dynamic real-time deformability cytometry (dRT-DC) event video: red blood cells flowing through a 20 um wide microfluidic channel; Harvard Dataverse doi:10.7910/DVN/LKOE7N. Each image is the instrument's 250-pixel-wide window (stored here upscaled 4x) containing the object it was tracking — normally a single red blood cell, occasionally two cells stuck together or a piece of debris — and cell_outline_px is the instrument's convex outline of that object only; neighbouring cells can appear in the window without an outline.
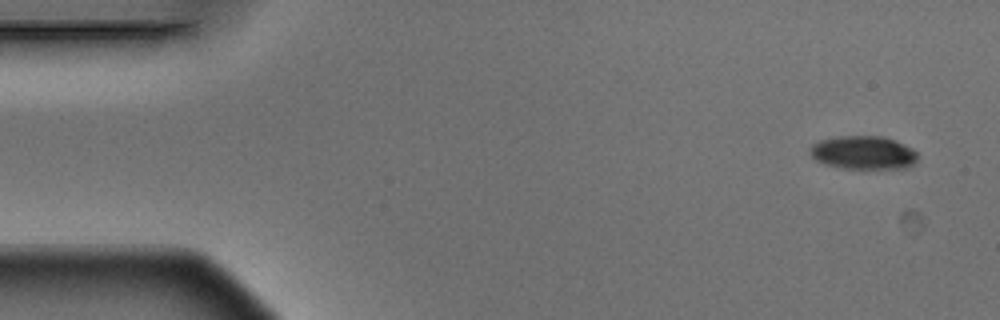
{"species": "Egyptian fruit bat (a non-hibernating species)", "species_latin": "Rousettus aegyptiacus", "temperature_condition": "warm", "stored_images_in_passage": 5, "camera_frame_rate_fps": 3000, "um_per_image_px": 0.085, "animal": {"sex": "male"}, "frame": {"image": 1, "passage_image": 1, "time_ms": 0.0, "image_size_px": [1000, 320], "cell_outline_px": [[916, 160], [912, 164], [904, 168], [840, 168], [824, 164], [816, 160], [812, 156], [808, 148], [812, 144], [820, 140], [840, 136], [884, 136], [896, 140], [912, 148], [916, 152]], "centroid_in_image_um": [73.35, 12.96], "position_along_channel_um": 11.6, "area_um2": 20.92}}
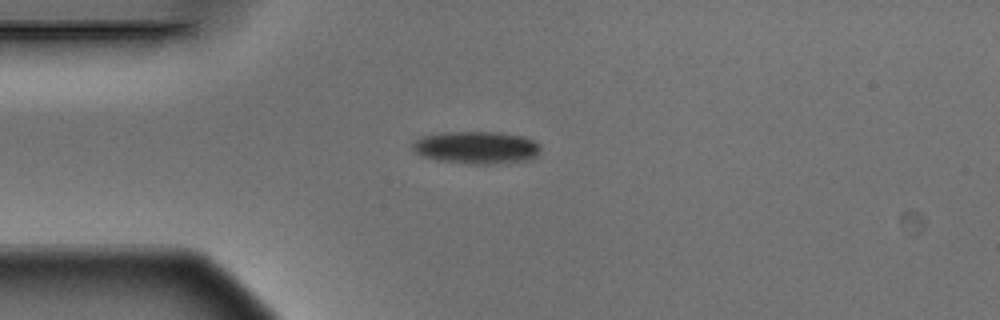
{"frame": {"image": 2, "passage_image": 4, "time_ms": 1.0, "image_size_px": [1000, 320], "cell_outline_px": [[540, 152], [532, 160], [492, 164], [468, 164], [436, 160], [420, 156], [412, 148], [412, 144], [420, 136], [444, 132], [500, 132], [524, 136], [540, 144]], "centroid_in_image_um": [40.51, 12.55], "position_along_channel_um": 44.5, "area_um2": 24.62}}
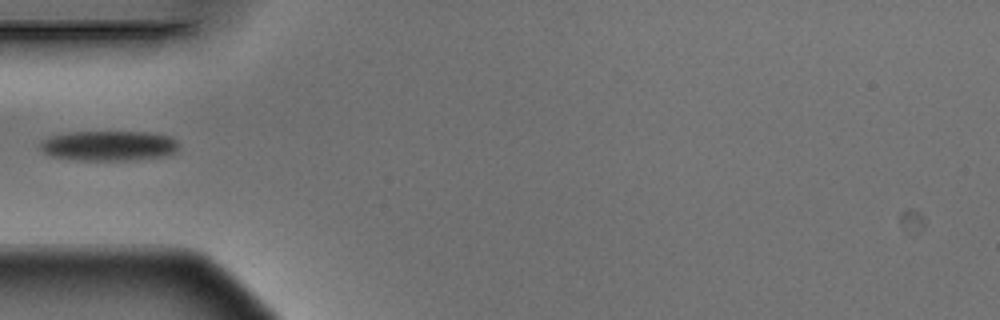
{"frame": {"image": 3, "passage_image": 5, "time_ms": 1.333, "image_size_px": [1000, 320], "cell_outline_px": [[176, 152], [160, 156], [136, 160], [76, 160], [52, 156], [44, 152], [40, 148], [40, 140], [52, 136], [68, 132], [148, 132], [168, 136], [176, 140]], "centroid_in_image_um": [9.2, 12.39], "position_along_channel_um": 75.8, "area_um2": 24.1}}